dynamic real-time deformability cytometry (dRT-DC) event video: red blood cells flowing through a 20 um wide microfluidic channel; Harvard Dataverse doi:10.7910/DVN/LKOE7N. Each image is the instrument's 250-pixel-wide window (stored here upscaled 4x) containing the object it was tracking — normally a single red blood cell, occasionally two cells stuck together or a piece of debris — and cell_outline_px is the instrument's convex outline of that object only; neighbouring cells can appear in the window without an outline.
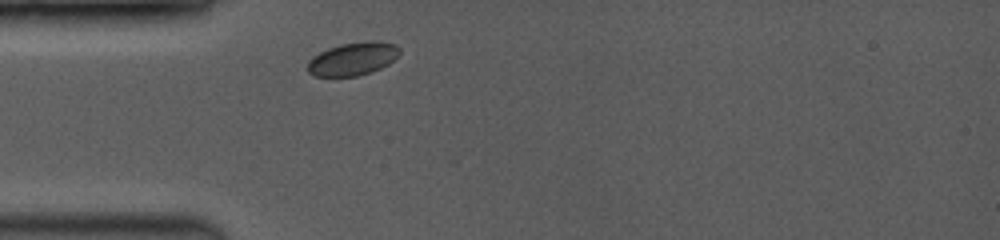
{"species": "common noctule bat (a hibernating species)", "species_latin": "Nyctalus noctula", "temperature_condition": "room temperature", "stored_images_in_passage": 5, "camera_frame_rate_fps": 3500, "um_per_image_px": 0.085, "animal": {"sex": "female", "body_mass_g": 19.0, "forearm_length_mm": 53.3}, "frame": {"image": 1, "passage_image": 1, "time_ms": 0.0, "image_size_px": [1000, 240], "cell_outline_px": [[400, 52], [388, 64], [380, 68], [356, 76], [316, 76], [308, 72], [308, 60], [312, 56], [328, 48], [340, 44], [364, 40], [376, 40], [396, 44], [400, 48]], "centroid_in_image_um": [29.98, 4.97], "position_along_channel_um": 55.0, "area_um2": 17.74}}